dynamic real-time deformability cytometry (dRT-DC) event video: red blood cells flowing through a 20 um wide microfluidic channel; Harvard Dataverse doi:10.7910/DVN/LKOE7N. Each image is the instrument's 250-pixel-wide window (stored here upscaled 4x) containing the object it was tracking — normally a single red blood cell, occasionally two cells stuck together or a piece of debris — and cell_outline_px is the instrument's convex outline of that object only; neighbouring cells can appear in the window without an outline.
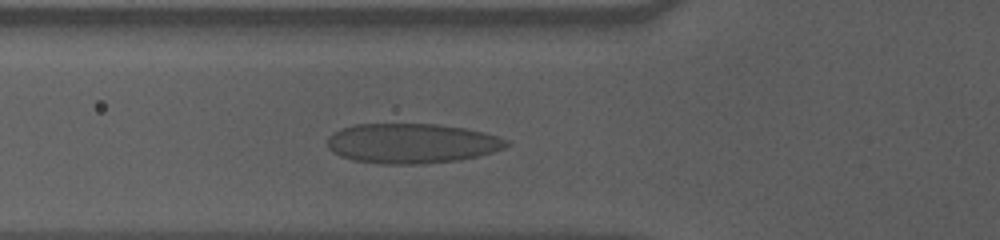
{"species": "human", "species_latin": "Homo sapiens", "temperature_condition": "cold", "stored_images_in_passage": 35, "camera_frame_rate_fps": 3000, "um_per_image_px": 0.085, "donor": {"sex": "male"}, "frame": {"image": 1, "passage_image": 7, "time_ms": 2.0, "image_size_px": [1000, 240], "cell_outline_px": [[512, 144], [504, 148], [492, 152], [460, 160], [424, 164], [380, 164], [352, 160], [340, 156], [332, 152], [328, 148], [328, 136], [332, 132], [340, 128], [356, 124], [440, 124], [464, 128], [484, 132], [508, 140]], "centroid_in_image_um": [34.98, 12.19], "position_along_channel_um": 90.8, "area_um2": 41.96}}
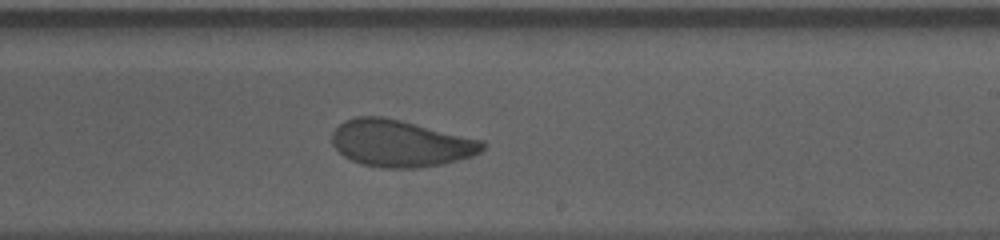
{"frame": {"image": 2, "passage_image": 21, "time_ms": 6.667, "image_size_px": [1000, 240], "cell_outline_px": [[488, 144], [480, 152], [472, 156], [444, 164], [416, 168], [380, 168], [360, 164], [344, 156], [332, 144], [332, 132], [344, 120], [356, 116], [384, 116], [484, 140]], "centroid_in_image_um": [34.06, 12.18], "position_along_channel_um": 254.9, "area_um2": 41.38}}
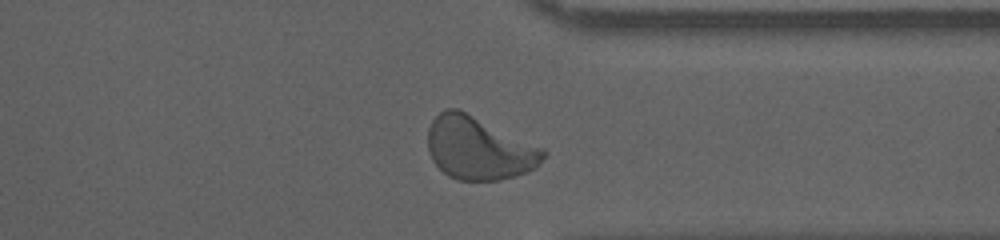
{"frame": {"image": 3, "passage_image": 31, "time_ms": 10.0, "image_size_px": [1000, 240], "cell_outline_px": [[548, 152], [536, 168], [516, 176], [500, 180], [456, 180], [448, 176], [432, 160], [428, 152], [428, 128], [432, 120], [444, 108], [460, 108], [544, 148]], "centroid_in_image_um": [40.71, 12.58], "position_along_channel_um": 370.7, "area_um2": 42.77}, "authors_computed_cell_mechanics": {"area_um2": 41.0958, "velocity_mm_per_s": 3.5196, "shape_relaxation_time_tau1_ms": 5.281, "shape_relaxation_time_tau2_ms": 1.0331, "deformation_change_tau1": 0.1421, "deformation_change_tau2": 0.0485}}